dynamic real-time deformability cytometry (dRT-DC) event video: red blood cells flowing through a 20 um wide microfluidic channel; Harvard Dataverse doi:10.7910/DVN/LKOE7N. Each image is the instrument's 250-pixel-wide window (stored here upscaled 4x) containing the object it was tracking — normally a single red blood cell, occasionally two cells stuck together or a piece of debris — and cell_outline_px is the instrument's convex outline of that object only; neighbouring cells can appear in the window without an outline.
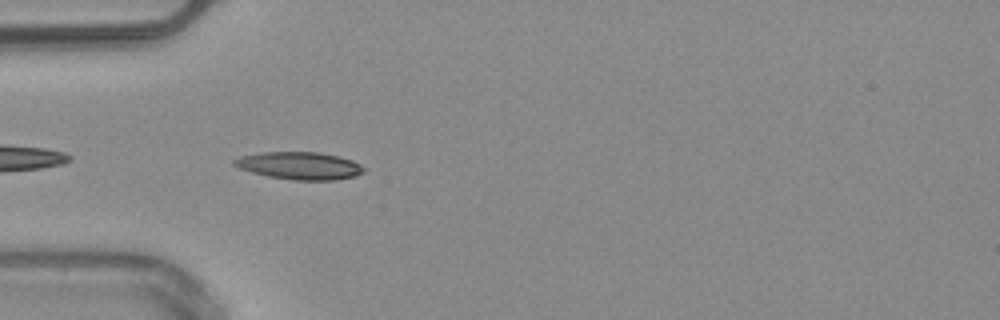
{"species": "common noctule bat (a hibernating species)", "species_latin": "Nyctalus noctula", "temperature_condition": "warm", "stored_images_in_passage": 7, "camera_frame_rate_fps": 3000, "um_per_image_px": 0.085, "animal": {"sex": "male", "body_mass_g": 20.4}, "frame": {"image": 1, "passage_image": 2, "time_ms": 0.333, "image_size_px": [1000, 320], "cell_outline_px": [[364, 172], [356, 176], [336, 180], [292, 180], [268, 176], [252, 172], [240, 168], [232, 164], [232, 160], [240, 156], [260, 152], [316, 152], [340, 156], [352, 160], [360, 164], [364, 168]], "centroid_in_image_um": [25.47, 14.08], "position_along_channel_um": 59.5, "area_um2": 20.87}}